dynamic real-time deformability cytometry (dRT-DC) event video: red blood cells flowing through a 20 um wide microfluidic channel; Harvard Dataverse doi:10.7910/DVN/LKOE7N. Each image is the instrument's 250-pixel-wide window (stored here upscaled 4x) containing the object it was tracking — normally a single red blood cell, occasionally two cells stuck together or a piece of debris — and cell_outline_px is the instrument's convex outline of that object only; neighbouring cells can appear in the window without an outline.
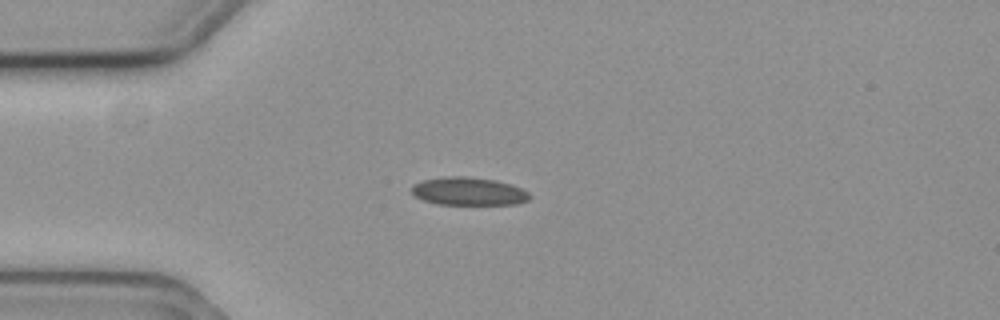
{"species": "common noctule bat (a hibernating species)", "species_latin": "Nyctalus noctula", "temperature_condition": "cold", "stored_images_in_passage": 5, "camera_frame_rate_fps": 3000, "um_per_image_px": 0.085, "animal": {"sex": "female", "body_mass_g": 19.3, "forearm_length_mm": 54.1}, "frame": {"image": 1, "passage_image": 4, "time_ms": 1.0, "image_size_px": [1000, 320], "cell_outline_px": [[532, 196], [528, 200], [516, 204], [436, 204], [424, 200], [416, 196], [412, 192], [412, 184], [424, 180], [444, 176], [464, 176], [492, 180], [508, 184], [520, 188], [528, 192]], "centroid_in_image_um": [39.81, 16.26], "position_along_channel_um": 45.2, "area_um2": 19.02}}